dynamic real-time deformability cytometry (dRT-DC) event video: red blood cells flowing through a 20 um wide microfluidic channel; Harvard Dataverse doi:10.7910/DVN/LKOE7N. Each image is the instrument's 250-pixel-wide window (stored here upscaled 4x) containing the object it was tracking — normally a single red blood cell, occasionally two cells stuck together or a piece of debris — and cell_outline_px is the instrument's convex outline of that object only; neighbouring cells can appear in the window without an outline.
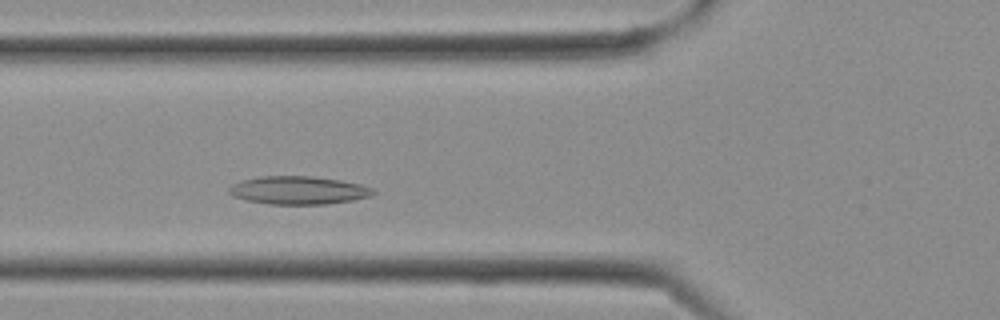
{"species": "Egyptian fruit bat (a non-hibernating species)", "species_latin": "Rousettus aegyptiacus", "temperature_condition": "cold", "stored_images_in_passage": 26, "segment_of_instrument_passage": [1, 2], "camera_frame_rate_fps": 3000, "um_per_image_px": 0.085, "frame": {"image": 1, "passage_image": 6, "time_ms": 1.667, "image_size_px": [1000, 320], "cell_outline_px": [[376, 192], [368, 196], [352, 200], [328, 204], [268, 204], [248, 200], [232, 196], [228, 192], [228, 188], [232, 184], [244, 180], [260, 176], [312, 176], [340, 180], [360, 184], [372, 188]], "centroid_in_image_um": [25.34, 16.17], "position_along_channel_um": 100.5, "area_um2": 23.47}}
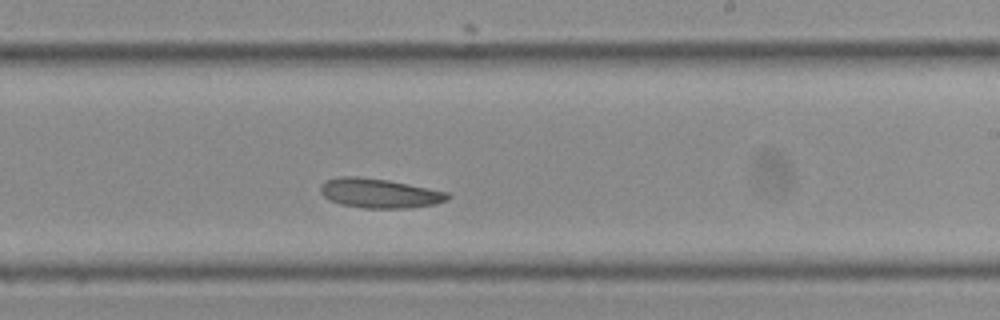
{"frame": {"image": 2, "passage_image": 13, "time_ms": 4.0, "image_size_px": [1000, 320], "cell_outline_px": [[452, 196], [448, 200], [436, 204], [408, 208], [364, 208], [340, 204], [324, 196], [320, 192], [320, 184], [324, 180], [340, 176], [356, 176], [388, 180], [448, 192]], "centroid_in_image_um": [32.25, 16.42], "position_along_channel_um": 256.7, "area_um2": 21.91}}
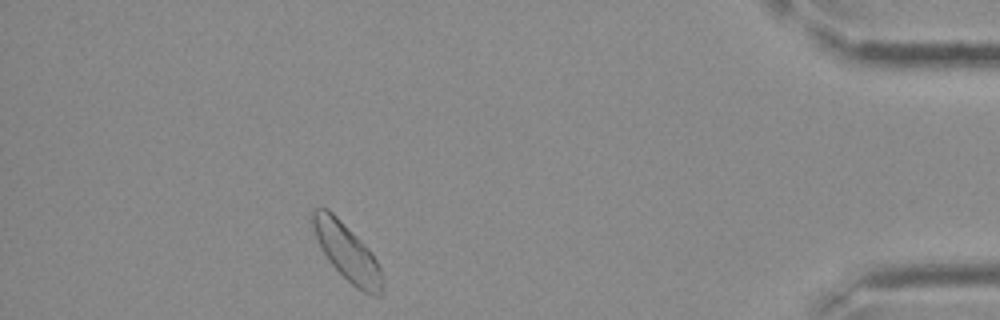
{"frame": {"image": 3, "passage_image": 22, "time_ms": 7.0, "image_size_px": [1000, 320], "cell_outline_px": [[384, 280], [380, 296], [376, 296], [364, 292], [356, 288], [328, 260], [312, 228], [312, 208], [328, 208], [368, 248], [376, 260], [380, 268]], "centroid_in_image_um": [29.51, 21.44], "position_along_channel_um": 405.7, "area_um2": 22.6}}